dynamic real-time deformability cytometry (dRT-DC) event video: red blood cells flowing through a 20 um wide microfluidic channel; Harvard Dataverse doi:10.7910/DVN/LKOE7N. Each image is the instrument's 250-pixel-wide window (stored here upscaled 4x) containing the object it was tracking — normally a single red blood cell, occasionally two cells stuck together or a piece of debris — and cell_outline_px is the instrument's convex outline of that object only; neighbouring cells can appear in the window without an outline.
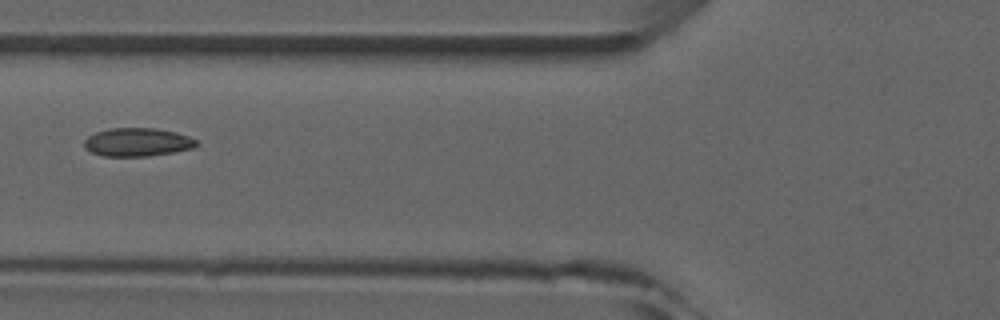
{"species": "common noctule bat (a hibernating species)", "species_latin": "Nyctalus noctula", "temperature_condition": "room temperature", "stored_images_in_passage": 7, "camera_frame_rate_fps": 3000, "um_per_image_px": 0.085, "animal": {"sex": "male", "forearm_length_mm": 52.5}, "frame": {"image": 1, "passage_image": 6, "time_ms": 5.667, "image_size_px": [1000, 320], "cell_outline_px": [[200, 144], [192, 148], [172, 152], [148, 156], [104, 156], [92, 152], [84, 148], [84, 140], [88, 136], [96, 132], [108, 128], [156, 128], [176, 132], [188, 136], [196, 140]], "centroid_in_image_um": [11.67, 12.07], "position_along_channel_um": 114.1, "area_um2": 18.55}}
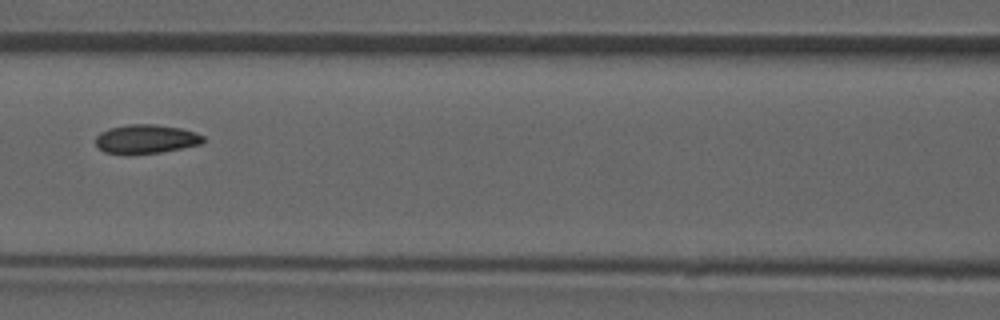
{"frame": {"image": 2, "passage_image": 7, "time_ms": 6.667, "image_size_px": [1000, 320], "cell_outline_px": [[204, 144], [160, 152], [128, 156], [104, 152], [96, 144], [96, 136], [100, 132], [108, 128], [128, 124], [156, 124], [180, 128], [196, 132], [204, 136]], "centroid_in_image_um": [12.4, 11.83], "position_along_channel_um": 154.2, "area_um2": 18.61}}